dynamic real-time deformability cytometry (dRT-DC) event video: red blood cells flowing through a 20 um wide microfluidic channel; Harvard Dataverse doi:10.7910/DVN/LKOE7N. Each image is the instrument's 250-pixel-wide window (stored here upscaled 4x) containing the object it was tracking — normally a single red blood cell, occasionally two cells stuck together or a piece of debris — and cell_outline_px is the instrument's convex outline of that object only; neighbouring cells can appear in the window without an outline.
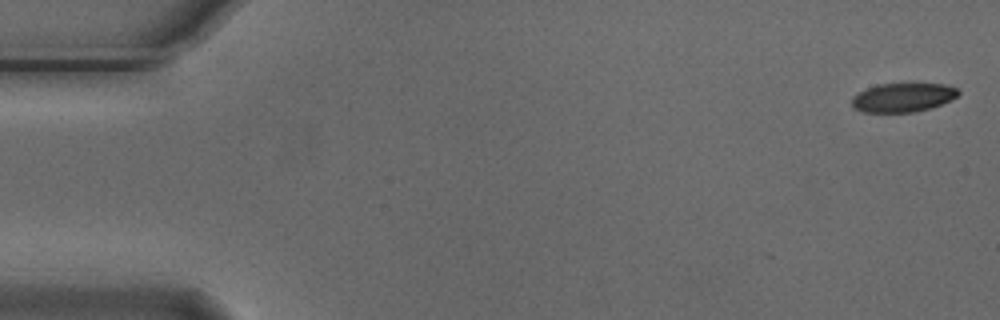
{"species": "Egyptian fruit bat (a non-hibernating species)", "species_latin": "Rousettus aegyptiacus", "temperature_condition": "cold", "stored_images_in_passage": 5, "camera_frame_rate_fps": 3000, "um_per_image_px": 0.085, "animal": {"sex": "male"}, "frame": {"image": 1, "passage_image": 1, "time_ms": 0.0, "image_size_px": [1000, 320], "cell_outline_px": [[960, 92], [956, 96], [940, 104], [928, 108], [912, 112], [864, 112], [852, 108], [852, 96], [876, 84], [944, 84], [956, 88]], "centroid_in_image_um": [76.69, 8.28], "position_along_channel_um": 8.3, "area_um2": 17.63}}
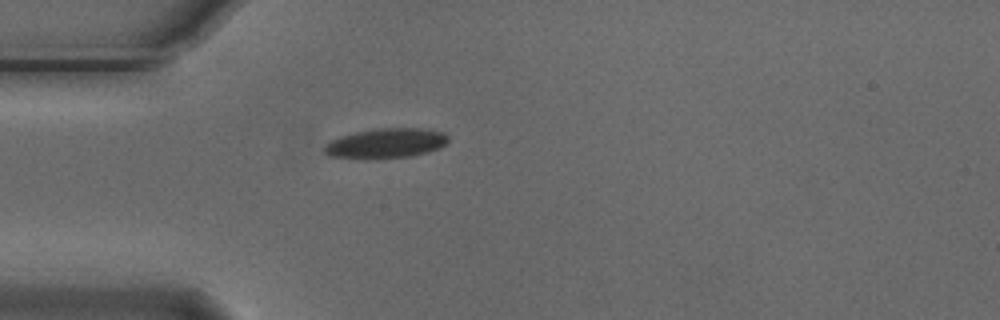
{"frame": {"image": 2, "passage_image": 5, "time_ms": 1.333, "image_size_px": [1000, 320], "cell_outline_px": [[448, 140], [440, 148], [428, 152], [412, 156], [372, 160], [360, 160], [328, 156], [324, 152], [324, 148], [332, 140], [340, 136], [372, 128], [424, 128], [444, 132], [448, 136]], "centroid_in_image_um": [32.79, 12.2], "position_along_channel_um": 52.2, "area_um2": 22.08}}